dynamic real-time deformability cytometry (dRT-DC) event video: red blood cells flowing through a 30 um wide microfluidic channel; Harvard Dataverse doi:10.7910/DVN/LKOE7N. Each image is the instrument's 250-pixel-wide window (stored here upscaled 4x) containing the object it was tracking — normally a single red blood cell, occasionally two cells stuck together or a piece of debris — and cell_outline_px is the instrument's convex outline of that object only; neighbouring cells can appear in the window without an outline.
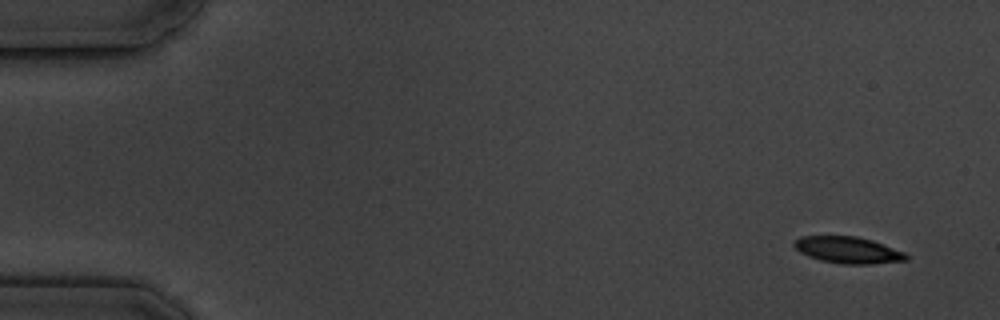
{"species": "common noctule bat (a hibernating species)", "species_latin": "Nyctalus noctula", "temperature_condition": "cold", "stored_images_in_passage": 5, "camera_frame_rate_fps": 3000, "um_per_image_px": 0.085, "animal": {"sex": "male", "body_mass_g": 19.5, "forearm_length_mm": 54.6}, "frame": {"image": 1, "passage_image": 1, "time_ms": 0.0, "image_size_px": [1000, 320], "cell_outline_px": [[908, 260], [872, 264], [840, 264], [820, 260], [808, 256], [800, 252], [792, 244], [800, 236], [856, 236], [872, 240], [904, 252], [908, 256]], "centroid_in_image_um": [72.07, 21.26], "position_along_channel_um": 12.9, "area_um2": 17.34}}
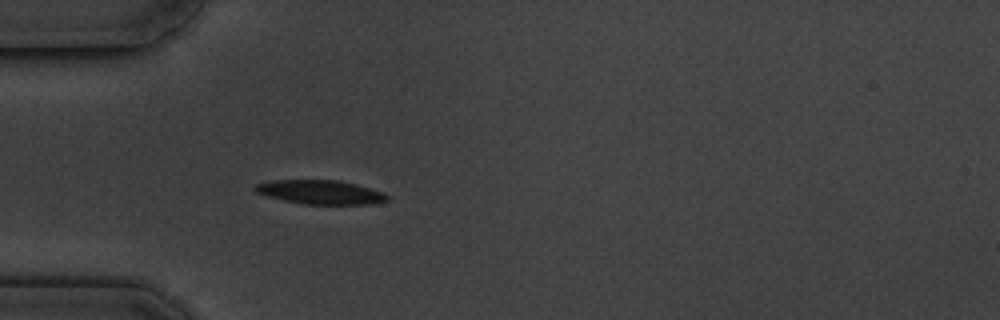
{"frame": {"image": 2, "passage_image": 5, "time_ms": 4.667, "image_size_px": [1000, 320], "cell_outline_px": [[388, 200], [368, 204], [304, 204], [284, 200], [268, 196], [256, 192], [252, 188], [256, 184], [272, 180], [340, 180], [356, 184], [384, 192], [388, 196]], "centroid_in_image_um": [27.23, 16.32], "position_along_channel_um": 57.8, "area_um2": 18.38}}